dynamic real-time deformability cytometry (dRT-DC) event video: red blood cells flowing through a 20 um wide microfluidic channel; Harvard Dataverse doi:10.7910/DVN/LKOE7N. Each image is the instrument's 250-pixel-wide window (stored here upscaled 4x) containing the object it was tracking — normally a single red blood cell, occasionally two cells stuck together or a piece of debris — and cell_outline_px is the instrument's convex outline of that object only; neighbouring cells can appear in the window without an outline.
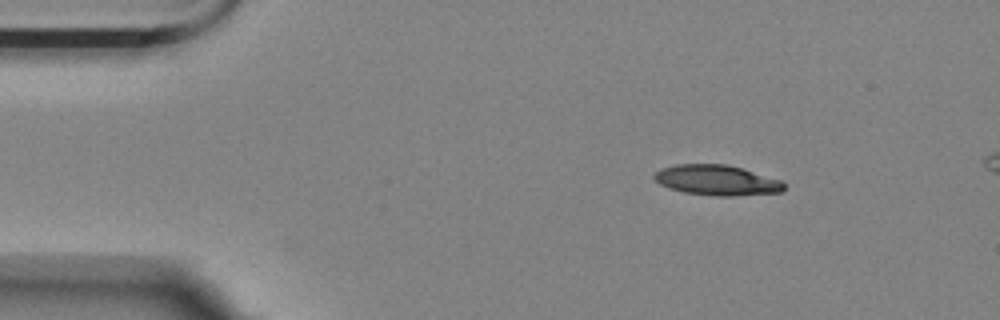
{"species": "Egyptian fruit bat (a non-hibernating species)", "species_latin": "Rousettus aegyptiacus", "temperature_condition": "room temperature", "stored_images_in_passage": 38, "camera_frame_rate_fps": 3000, "um_per_image_px": 0.085, "animal": {"sex": "female"}, "frame": {"image": 1, "passage_image": 1, "time_ms": 0.0, "image_size_px": [1000, 320], "cell_outline_px": [[784, 192], [736, 196], [716, 196], [684, 192], [668, 188], [660, 184], [652, 176], [660, 168], [676, 164], [728, 164], [744, 168], [780, 180], [784, 184]], "centroid_in_image_um": [60.93, 15.31], "position_along_channel_um": 24.1, "area_um2": 23.12}}
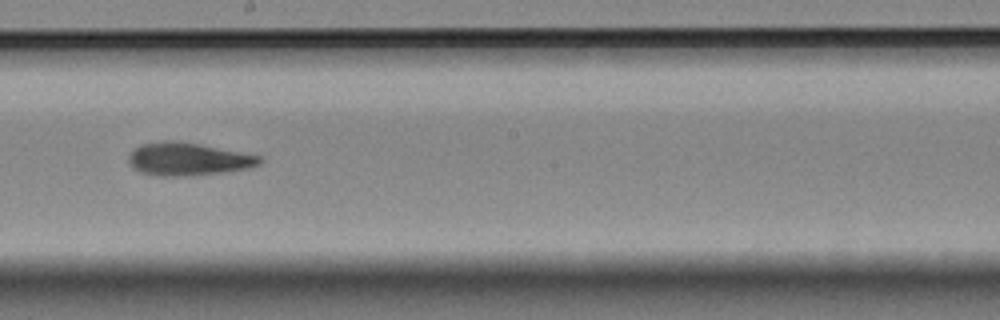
{"frame": {"image": 2, "passage_image": 24, "time_ms": 7.667, "image_size_px": [1000, 320], "cell_outline_px": [[264, 160], [260, 164], [248, 168], [228, 172], [192, 176], [160, 176], [140, 172], [132, 168], [128, 164], [128, 156], [140, 144], [160, 140], [172, 140], [196, 144], [260, 156]], "centroid_in_image_um": [15.95, 13.54], "position_along_channel_um": 232.3, "area_um2": 25.14}}
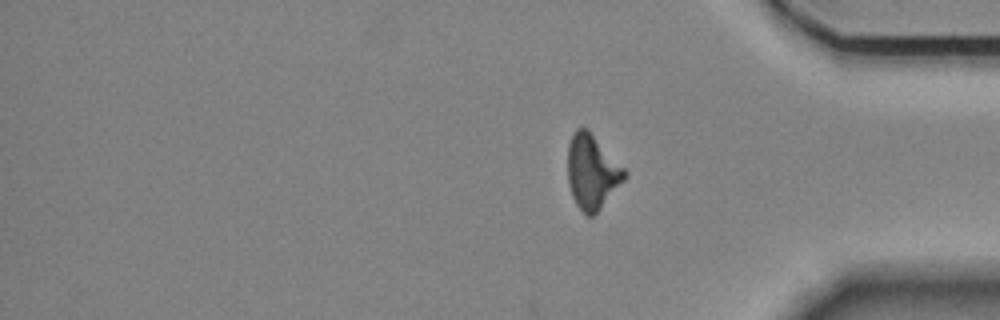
{"frame": {"image": 3, "passage_image": 38, "time_ms": 12.333, "image_size_px": [1000, 320], "cell_outline_px": [[628, 176], [600, 208], [592, 216], [588, 216], [576, 204], [572, 196], [568, 184], [568, 144], [572, 132], [576, 128], [584, 128], [628, 172]], "centroid_in_image_um": [50.3, 14.63], "position_along_channel_um": 384.9, "area_um2": 23.99}, "authors_computed_cell_mechanics": {"area_um2": 24.2471, "velocity_mm_per_s": 3.5646, "shape_relaxation_time_tau1_ms": null, "shape_relaxation_time_tau2_ms": 3.9304, "deformation_change_tau1": null, "deformation_change_tau2": 0.1231}}